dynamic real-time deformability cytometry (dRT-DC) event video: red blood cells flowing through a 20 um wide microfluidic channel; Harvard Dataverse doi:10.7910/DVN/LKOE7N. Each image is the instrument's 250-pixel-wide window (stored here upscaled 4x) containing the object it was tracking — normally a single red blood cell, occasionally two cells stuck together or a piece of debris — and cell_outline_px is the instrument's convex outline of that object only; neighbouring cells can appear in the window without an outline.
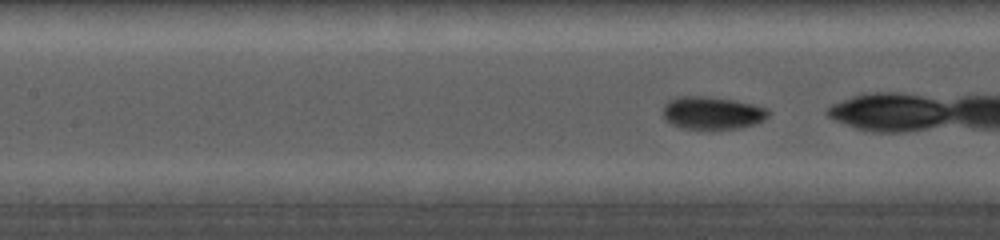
{"species": "common noctule bat (a hibernating species)", "species_latin": "Nyctalus noctula", "temperature_condition": "cold", "stored_images_in_passage": 33, "camera_frame_rate_fps": 5000, "um_per_image_px": 0.085, "animal": {"sex": "female", "body_mass_g": 19.0, "forearm_length_mm": 56.7}, "frame": {"image": 1, "passage_image": 12, "time_ms": 1.8, "image_size_px": [1000, 240], "cell_outline_px": [[772, 112], [764, 120], [756, 124], [740, 128], [684, 128], [672, 124], [664, 120], [664, 104], [668, 100], [676, 96], [708, 96], [736, 100], [768, 108]], "centroid_in_image_um": [60.57, 9.58], "position_along_channel_um": 146.8, "area_um2": 20.23}}